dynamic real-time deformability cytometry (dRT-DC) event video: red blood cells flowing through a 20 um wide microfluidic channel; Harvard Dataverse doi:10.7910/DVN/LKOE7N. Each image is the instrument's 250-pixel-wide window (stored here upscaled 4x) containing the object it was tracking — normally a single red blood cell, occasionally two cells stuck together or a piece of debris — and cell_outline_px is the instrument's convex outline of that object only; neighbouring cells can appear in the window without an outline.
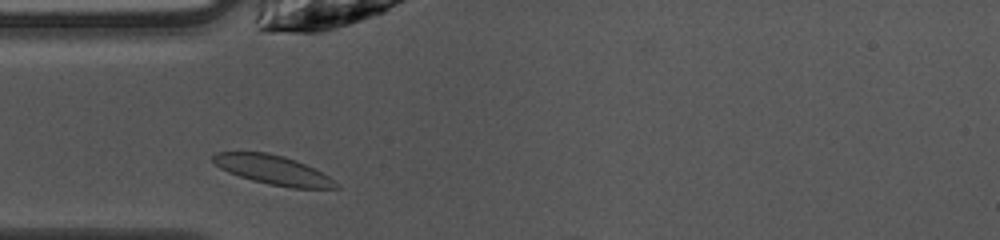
{"species": "common noctule bat (a hibernating species)", "species_latin": "Nyctalus noctula", "temperature_condition": "warm", "stored_images_in_passage": 18, "camera_frame_rate_fps": 3000, "um_per_image_px": 0.085, "animal": {"sex": "female", "body_mass_g": 10.0, "forearm_length_mm": 53.1}, "frame": {"image": 1, "passage_image": 2, "time_ms": 0.333, "image_size_px": [1000, 240], "cell_outline_px": [[340, 188], [292, 188], [268, 184], [252, 180], [228, 172], [220, 168], [212, 160], [212, 156], [216, 152], [268, 152], [284, 156], [296, 160], [328, 176], [340, 184]], "centroid_in_image_um": [23.21, 14.44], "position_along_channel_um": 61.8, "area_um2": 20.81}}
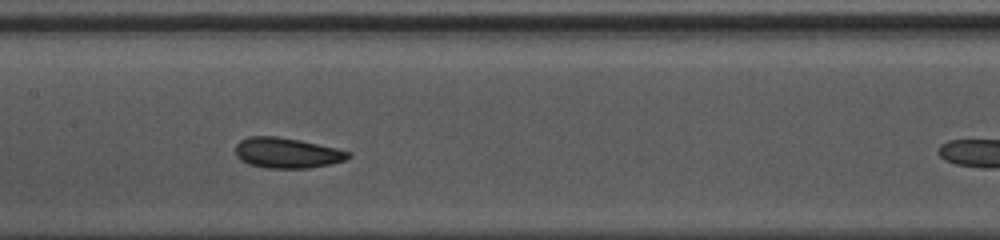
{"frame": {"image": 2, "passage_image": 11, "time_ms": 3.333, "image_size_px": [1000, 240], "cell_outline_px": [[352, 156], [344, 160], [332, 164], [308, 168], [268, 168], [248, 164], [240, 160], [236, 156], [236, 144], [240, 140], [248, 136], [276, 136], [300, 140], [336, 148], [352, 152]], "centroid_in_image_um": [24.39, 13.0], "position_along_channel_um": 183.0, "area_um2": 20.11}}
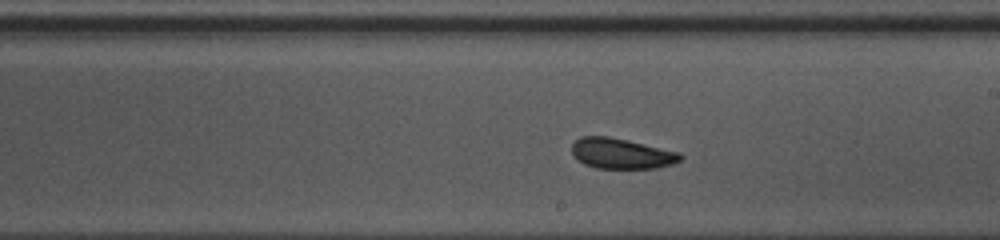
{"frame": {"image": 3, "passage_image": 15, "time_ms": 4.667, "image_size_px": [1000, 240], "cell_outline_px": [[684, 156], [680, 160], [672, 164], [656, 168], [596, 168], [584, 164], [572, 156], [572, 144], [580, 136], [608, 136], [628, 140], [680, 152]], "centroid_in_image_um": [52.81, 13.04], "position_along_channel_um": 236.2, "area_um2": 19.36}}